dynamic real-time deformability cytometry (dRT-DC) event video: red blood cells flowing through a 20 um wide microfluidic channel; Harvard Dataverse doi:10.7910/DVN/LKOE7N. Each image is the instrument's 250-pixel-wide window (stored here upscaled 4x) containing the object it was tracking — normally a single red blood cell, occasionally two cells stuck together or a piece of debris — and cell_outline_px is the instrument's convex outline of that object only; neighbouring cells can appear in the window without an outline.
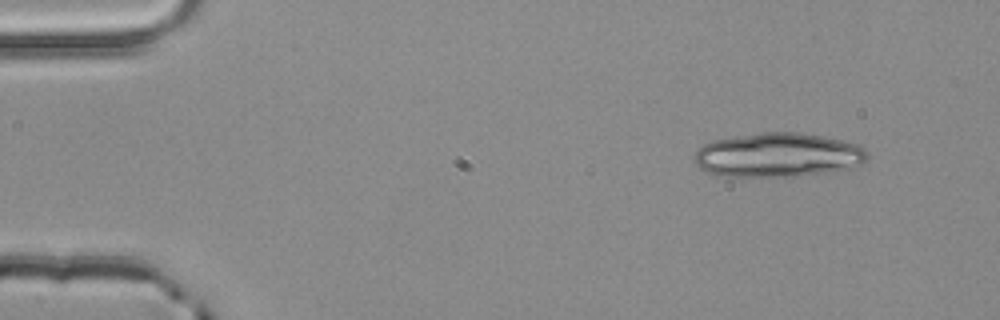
{"species": "common noctule bat (a hibernating species)", "species_latin": "Nyctalus noctula", "temperature_condition": "room temperature", "stored_images_in_passage": 3, "camera_frame_rate_fps": 3000, "um_per_image_px": 0.085, "animal": {"sex": "male", "body_mass_g": 20.4}, "frame": {"image": 1, "passage_image": 1, "time_ms": 0.0, "image_size_px": [1000, 320], "cell_outline_px": [[868, 160], [860, 164], [848, 168], [828, 172], [792, 176], [716, 176], [704, 172], [692, 160], [692, 156], [704, 144], [712, 140], [760, 132], [796, 132], [824, 136], [856, 144], [864, 148], [868, 152]], "centroid_in_image_um": [66.08, 13.17], "position_along_channel_um": 18.9, "area_um2": 44.74}}